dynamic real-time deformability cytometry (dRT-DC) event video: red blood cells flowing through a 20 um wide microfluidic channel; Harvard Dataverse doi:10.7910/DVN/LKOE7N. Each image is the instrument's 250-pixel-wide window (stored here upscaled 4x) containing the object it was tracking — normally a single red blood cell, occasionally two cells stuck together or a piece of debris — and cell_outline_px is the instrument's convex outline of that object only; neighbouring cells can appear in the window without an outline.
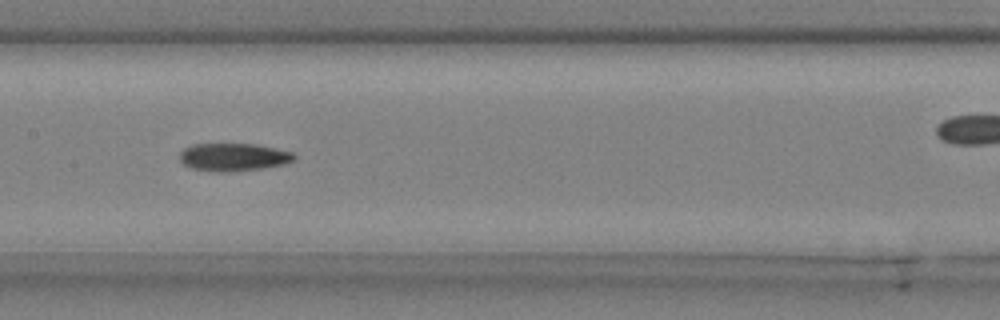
{"species": "common noctule bat (a hibernating species)", "species_latin": "Nyctalus noctula", "temperature_condition": "cold", "stored_images_in_passage": 8, "camera_frame_rate_fps": 3000, "um_per_image_px": 0.085, "animal": {"sex": "male", "body_mass_g": 20.4}, "frame": {"image": 1, "passage_image": 5, "time_ms": 1.333, "image_size_px": [1000, 320], "cell_outline_px": [[296, 160], [284, 164], [260, 168], [224, 172], [216, 172], [192, 168], [184, 164], [180, 160], [180, 152], [184, 148], [192, 144], [256, 144], [292, 152], [296, 156]], "centroid_in_image_um": [19.84, 13.34], "position_along_channel_um": 187.6, "area_um2": 18.44}}
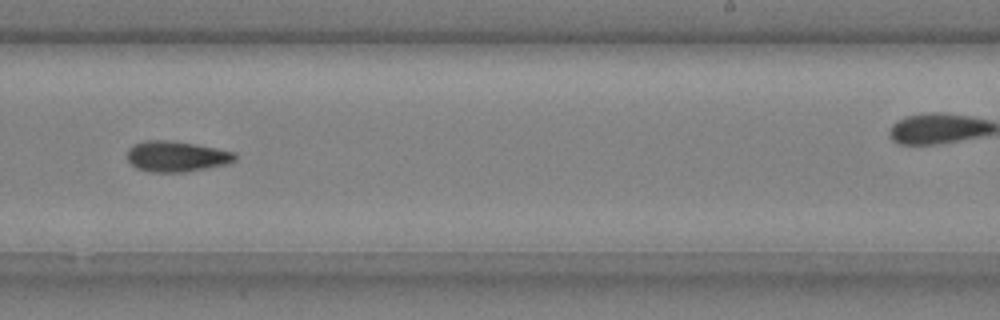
{"frame": {"image": 2, "passage_image": 7, "time_ms": 2.0, "image_size_px": [1000, 320], "cell_outline_px": [[236, 160], [224, 164], [184, 172], [152, 172], [136, 168], [128, 160], [128, 148], [144, 140], [172, 140], [196, 144], [236, 152]], "centroid_in_image_um": [14.99, 13.28], "position_along_channel_um": 274.0, "area_um2": 19.13}}